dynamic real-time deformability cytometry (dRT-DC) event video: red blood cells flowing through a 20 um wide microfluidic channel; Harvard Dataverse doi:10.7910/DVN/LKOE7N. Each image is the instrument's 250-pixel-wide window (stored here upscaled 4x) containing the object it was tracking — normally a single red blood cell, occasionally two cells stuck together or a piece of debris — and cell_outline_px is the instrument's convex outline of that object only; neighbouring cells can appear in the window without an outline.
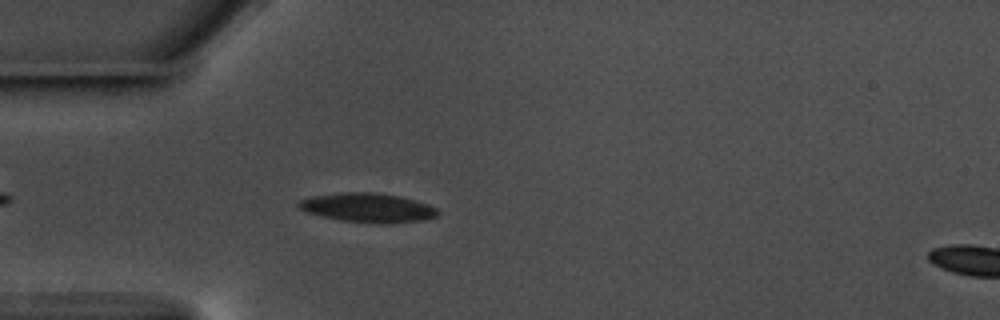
{"species": "common noctule bat (a hibernating species)", "species_latin": "Nyctalus noctula", "temperature_condition": "warm", "stored_images_in_passage": 46, "camera_frame_rate_fps": 3000, "um_per_image_px": 0.085, "animal": {"sex": "male", "body_mass_g": 17.5, "forearm_length_mm": 52.3}, "frame": {"image": 1, "passage_image": 5, "time_ms": 1.333, "image_size_px": [1000, 320], "cell_outline_px": [[440, 212], [436, 216], [420, 220], [384, 224], [380, 224], [340, 220], [308, 212], [296, 208], [296, 204], [300, 200], [312, 196], [344, 192], [380, 192], [400, 196], [428, 204], [436, 208]], "centroid_in_image_um": [31.25, 17.64], "position_along_channel_um": 53.7, "area_um2": 23.64}}
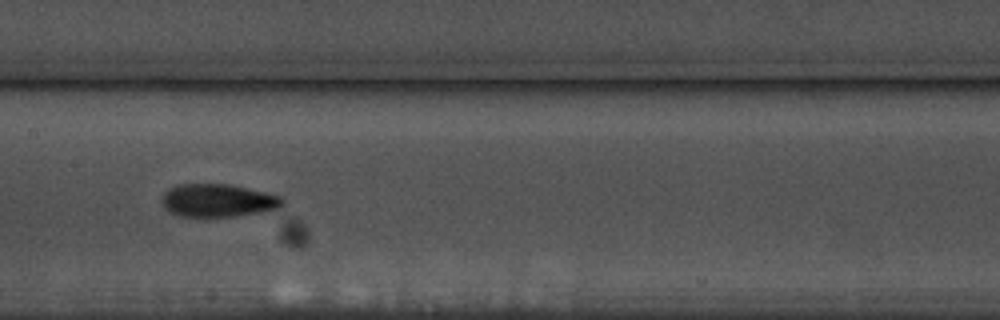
{"frame": {"image": 2, "passage_image": 17, "time_ms": 5.333, "image_size_px": [1000, 320], "cell_outline_px": [[284, 204], [280, 208], [260, 212], [236, 216], [180, 216], [168, 212], [160, 204], [160, 200], [164, 192], [168, 188], [180, 184], [228, 184], [248, 188], [280, 196], [284, 200]], "centroid_in_image_um": [18.48, 17.04], "position_along_channel_um": 188.9, "area_um2": 23.29}}
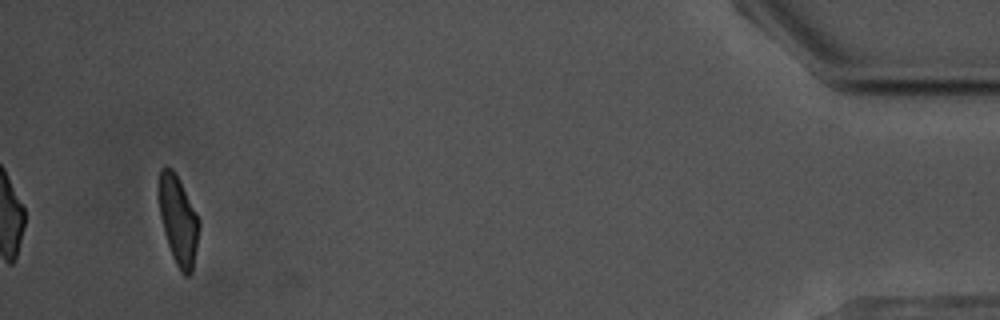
{"frame": {"image": 3, "passage_image": 43, "time_ms": 14.0, "image_size_px": [1000, 320], "cell_outline_px": [[200, 224], [192, 272], [188, 276], [184, 276], [180, 272], [172, 256], [164, 232], [160, 216], [160, 168], [172, 168], [200, 220]], "centroid_in_image_um": [15.17, 18.8], "position_along_channel_um": 420.0, "area_um2": 20.17}, "authors_computed_cell_mechanics": {"area_um2": 22.5709, "velocity_mm_per_s": 3.5704, "shape_relaxation_time_tau1_ms": 3.7023, "shape_relaxation_time_tau2_ms": 3.3134, "deformation_change_tau1": 0.1442, "deformation_change_tau2": 0.0982}}